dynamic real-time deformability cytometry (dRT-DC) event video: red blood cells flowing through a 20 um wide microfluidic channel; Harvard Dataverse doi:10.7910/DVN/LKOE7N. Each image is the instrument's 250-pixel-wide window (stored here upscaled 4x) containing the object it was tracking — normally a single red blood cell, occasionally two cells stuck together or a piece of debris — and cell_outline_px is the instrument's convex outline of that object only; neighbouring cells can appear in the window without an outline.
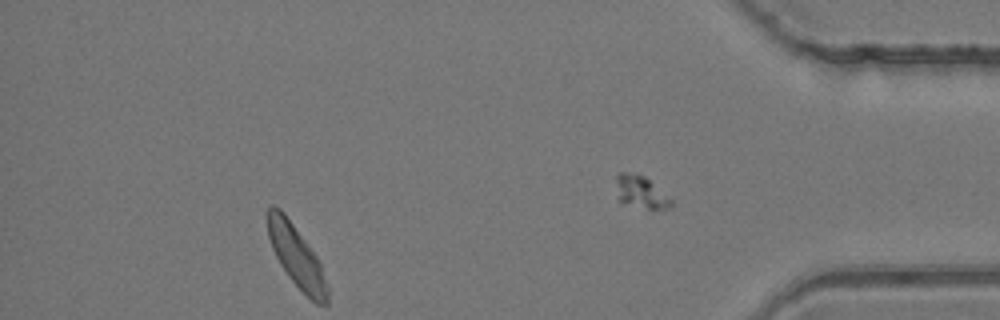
{"species": "common noctule bat (a hibernating species)", "species_latin": "Nyctalus noctula", "temperature_condition": "room temperature", "stored_images_in_passage": 26, "camera_frame_rate_fps": 3000, "um_per_image_px": 0.085, "animal": {"sex": "female", "body_mass_g": 24.6, "forearm_length_mm": 56.2}, "frame": {"image": 1, "passage_image": 26, "time_ms": 8.333, "image_size_px": [1000, 320], "cell_outline_px": [[672, 204], [668, 208], [652, 212], [616, 200], [616, 172], [636, 172], [644, 176], [672, 200]], "centroid_in_image_um": [54.43, 16.35], "position_along_channel_um": 380.8, "area_um2": 10.87}}